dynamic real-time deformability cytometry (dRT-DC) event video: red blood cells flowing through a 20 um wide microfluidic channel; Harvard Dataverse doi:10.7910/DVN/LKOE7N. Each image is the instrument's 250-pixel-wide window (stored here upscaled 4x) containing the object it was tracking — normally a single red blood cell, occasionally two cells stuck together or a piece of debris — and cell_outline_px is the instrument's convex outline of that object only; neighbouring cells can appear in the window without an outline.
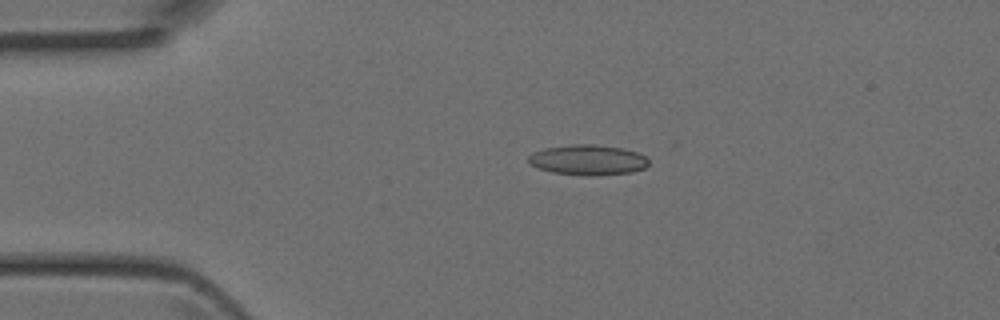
{"species": "Egyptian fruit bat (a non-hibernating species)", "species_latin": "Rousettus aegyptiacus", "temperature_condition": "room temperature", "stored_images_in_passage": 5, "segment_of_instrument_passage": [1, 2], "camera_frame_rate_fps": 3000, "um_per_image_px": 0.085, "animal": {"sex": "female"}, "frame": {"image": 1, "passage_image": 3, "time_ms": 0.667, "image_size_px": [1000, 320], "cell_outline_px": [[648, 164], [644, 168], [632, 172], [592, 176], [584, 176], [552, 172], [540, 168], [532, 164], [528, 160], [528, 156], [532, 152], [544, 148], [572, 144], [592, 144], [620, 148], [636, 152], [644, 156], [648, 160]], "centroid_in_image_um": [49.95, 13.6], "position_along_channel_um": 35.0, "area_um2": 21.1}}